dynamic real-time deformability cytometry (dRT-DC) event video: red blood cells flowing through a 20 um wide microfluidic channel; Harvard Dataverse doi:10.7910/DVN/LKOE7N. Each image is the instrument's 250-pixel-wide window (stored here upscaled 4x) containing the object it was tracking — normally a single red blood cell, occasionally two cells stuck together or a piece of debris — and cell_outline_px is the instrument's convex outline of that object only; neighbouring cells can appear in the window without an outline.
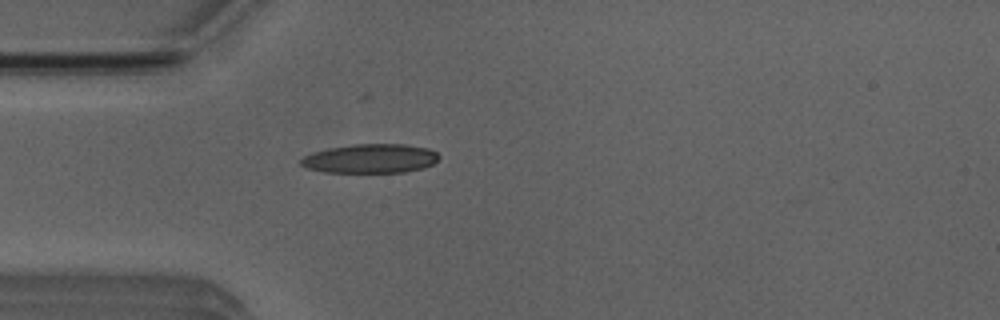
{"species": "Egyptian fruit bat (a non-hibernating species)", "species_latin": "Rousettus aegyptiacus", "temperature_condition": "room temperature", "stored_images_in_passage": 4, "camera_frame_rate_fps": 3000, "um_per_image_px": 0.085, "animal": {"sex": "male"}, "frame": {"image": 1, "passage_image": 4, "time_ms": 4.667, "image_size_px": [1000, 320], "cell_outline_px": [[440, 156], [432, 164], [424, 168], [404, 172], [324, 172], [308, 168], [300, 164], [300, 160], [304, 156], [312, 152], [328, 148], [352, 144], [408, 144], [428, 148], [436, 152]], "centroid_in_image_um": [31.49, 13.47], "position_along_channel_um": 53.5, "area_um2": 23.47}}